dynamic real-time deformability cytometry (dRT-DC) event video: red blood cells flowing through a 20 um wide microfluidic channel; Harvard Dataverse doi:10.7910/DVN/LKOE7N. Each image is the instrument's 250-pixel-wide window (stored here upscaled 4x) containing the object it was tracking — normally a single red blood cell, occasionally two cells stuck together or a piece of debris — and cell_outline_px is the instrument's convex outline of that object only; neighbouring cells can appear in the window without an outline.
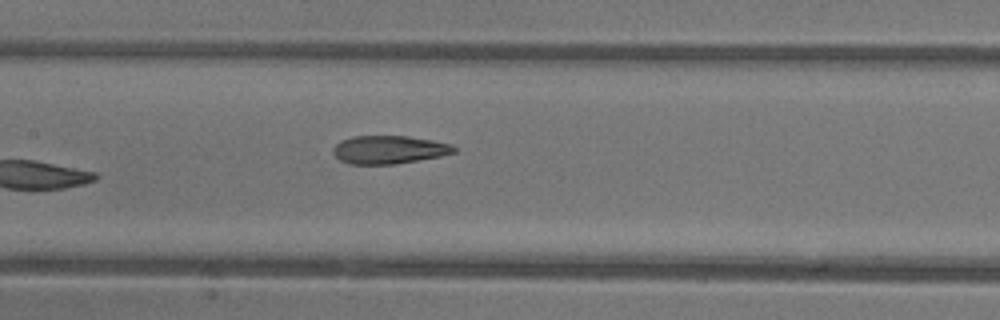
{"species": "common noctule bat (a hibernating species)", "species_latin": "Nyctalus noctula", "temperature_condition": "warm", "stored_images_in_passage": 6, "camera_frame_rate_fps": 3000, "um_per_image_px": 0.085, "animal": {"sex": "female"}, "frame": {"image": 1, "passage_image": 6, "time_ms": 1.667, "image_size_px": [1000, 320], "cell_outline_px": [[456, 152], [440, 156], [396, 164], [348, 164], [340, 160], [332, 152], [332, 148], [340, 140], [352, 136], [408, 136], [432, 140], [452, 144], [456, 148]], "centroid_in_image_um": [33.05, 12.72], "position_along_channel_um": 174.4, "area_um2": 19.94}}